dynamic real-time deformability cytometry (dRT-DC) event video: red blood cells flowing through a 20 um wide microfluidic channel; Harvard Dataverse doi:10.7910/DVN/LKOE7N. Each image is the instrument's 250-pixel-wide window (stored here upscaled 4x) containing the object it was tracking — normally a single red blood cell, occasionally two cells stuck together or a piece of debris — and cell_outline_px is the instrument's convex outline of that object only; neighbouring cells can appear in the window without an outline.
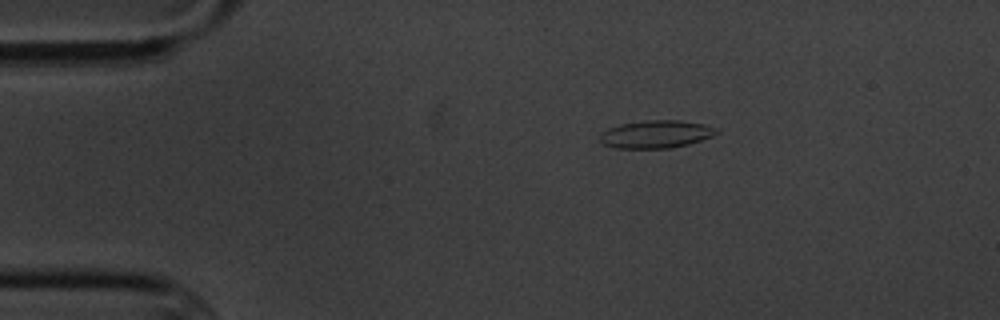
{"species": "common noctule bat (a hibernating species)", "species_latin": "Nyctalus noctula", "temperature_condition": "cold", "stored_images_in_passage": 7, "camera_frame_rate_fps": 3000, "um_per_image_px": 0.085, "animal": {"sex": "male", "body_mass_g": 20.1, "forearm_length_mm": 53.5}, "frame": {"image": 1, "passage_image": 3, "time_ms": 2.333, "image_size_px": [1000, 320], "cell_outline_px": [[720, 132], [712, 136], [688, 144], [668, 148], [616, 148], [604, 144], [600, 140], [600, 136], [608, 128], [620, 124], [644, 120], [680, 120], [704, 124], [720, 128]], "centroid_in_image_um": [55.8, 11.39], "position_along_channel_um": 29.2, "area_um2": 18.84}}
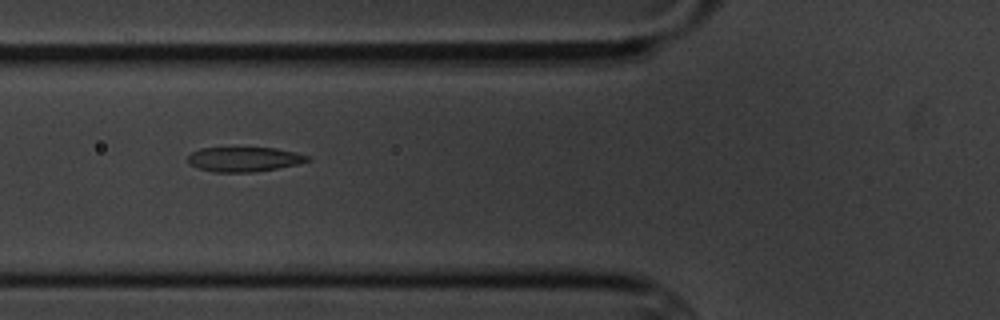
{"frame": {"image": 2, "passage_image": 6, "time_ms": 6.0, "image_size_px": [1000, 320], "cell_outline_px": [[312, 160], [296, 164], [276, 168], [252, 172], [212, 172], [188, 164], [188, 156], [192, 152], [200, 148], [272, 148], [296, 152], [308, 156]], "centroid_in_image_um": [20.72, 13.54], "position_along_channel_um": 105.1, "area_um2": 16.99}}
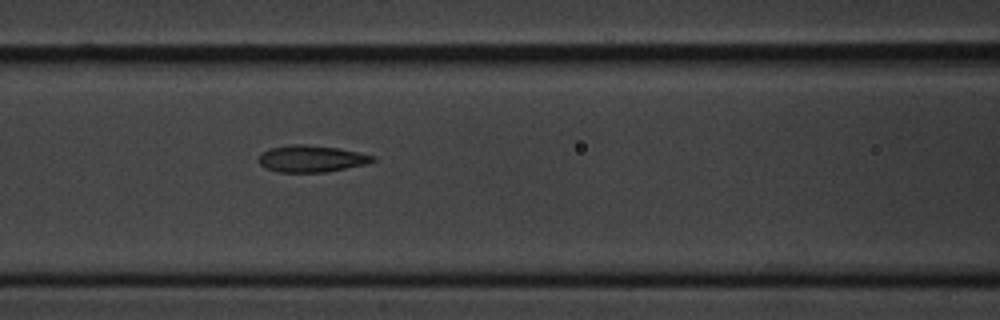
{"frame": {"image": 3, "passage_image": 7, "time_ms": 7.0, "image_size_px": [1000, 320], "cell_outline_px": [[376, 160], [364, 164], [324, 172], [280, 172], [268, 168], [260, 164], [256, 160], [260, 152], [268, 148], [288, 144], [304, 144], [340, 148], [376, 156]], "centroid_in_image_um": [26.41, 13.47], "position_along_channel_um": 140.2, "area_um2": 17.86}}